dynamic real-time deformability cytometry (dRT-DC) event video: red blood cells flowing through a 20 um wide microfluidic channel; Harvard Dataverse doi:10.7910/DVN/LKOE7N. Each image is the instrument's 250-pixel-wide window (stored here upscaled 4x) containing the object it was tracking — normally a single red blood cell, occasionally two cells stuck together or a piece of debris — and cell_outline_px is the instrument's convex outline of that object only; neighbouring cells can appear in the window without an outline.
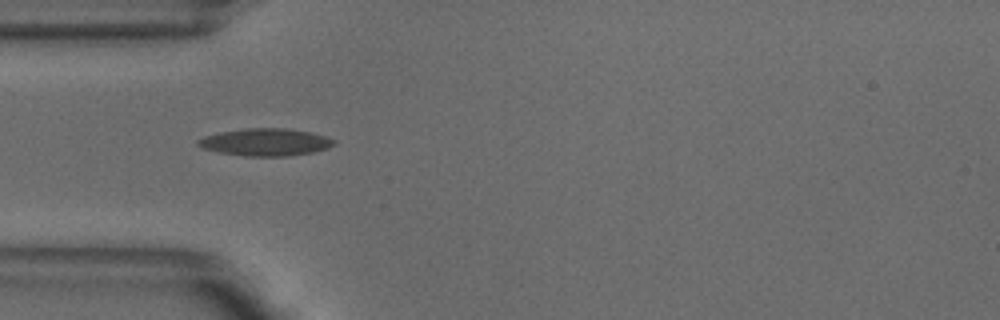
{"species": "common noctule bat (a hibernating species)", "species_latin": "Nyctalus noctula", "temperature_condition": "warm", "stored_images_in_passage": 37, "camera_frame_rate_fps": 3000, "um_per_image_px": 0.085, "animal": {"sex": "male", "body_mass_g": 18.8}, "frame": {"image": 1, "passage_image": 1, "time_ms": 0.0, "image_size_px": [1000, 320], "cell_outline_px": [[336, 144], [328, 148], [312, 152], [288, 156], [244, 156], [220, 152], [204, 148], [196, 144], [196, 140], [204, 136], [220, 132], [244, 128], [284, 128], [308, 132], [324, 136], [336, 140]], "centroid_in_image_um": [22.56, 12.08], "position_along_channel_um": 62.4, "area_um2": 21.56}}
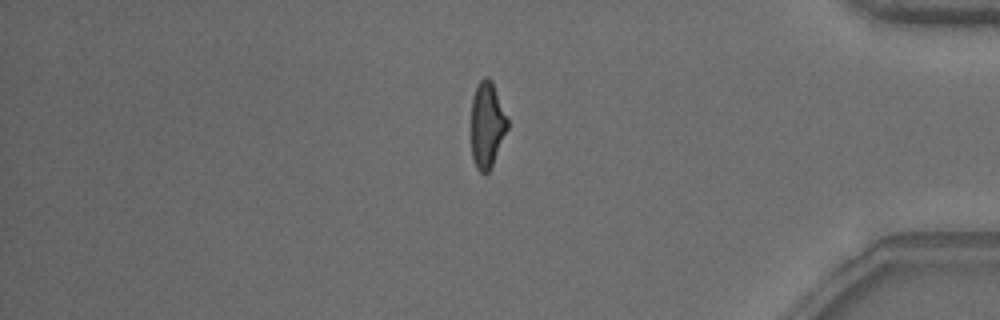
{"frame": {"image": 2, "passage_image": 29, "time_ms": 9.333, "image_size_px": [1000, 320], "cell_outline_px": [[508, 128], [492, 164], [488, 172], [484, 176], [476, 168], [472, 156], [472, 96], [480, 80], [484, 76], [488, 76], [492, 80], [508, 120]], "centroid_in_image_um": [41.4, 10.6], "position_along_channel_um": 393.8, "area_um2": 18.03}}
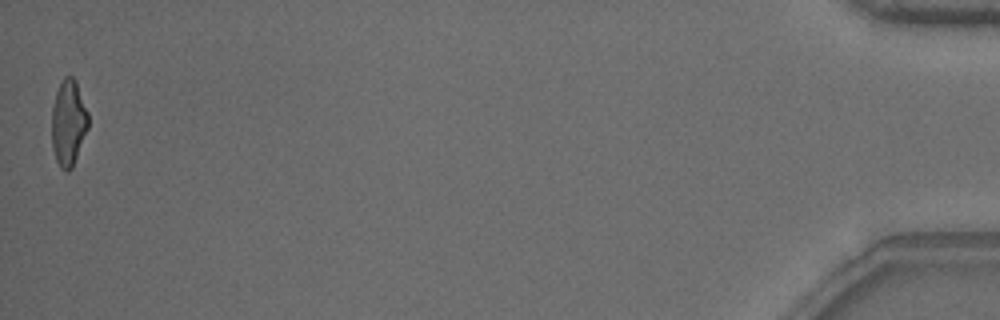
{"frame": {"image": 3, "passage_image": 37, "time_ms": 12.0, "image_size_px": [1000, 320], "cell_outline_px": [[88, 128], [72, 168], [68, 172], [60, 168], [56, 160], [52, 148], [52, 108], [56, 92], [64, 76], [72, 76], [76, 80], [88, 112]], "centroid_in_image_um": [5.81, 10.44], "position_along_channel_um": 429.4, "area_um2": 18.32}, "authors_computed_cell_mechanics": {"area_um2": 19.1896, "velocity_mm_per_s": 3.8949, "shape_relaxation_time_tau1_ms": 6.2336, "shape_relaxation_time_tau2_ms": 1.8524, "deformation_change_tau1": 0.2079, "deformation_change_tau2": 0.1078}}